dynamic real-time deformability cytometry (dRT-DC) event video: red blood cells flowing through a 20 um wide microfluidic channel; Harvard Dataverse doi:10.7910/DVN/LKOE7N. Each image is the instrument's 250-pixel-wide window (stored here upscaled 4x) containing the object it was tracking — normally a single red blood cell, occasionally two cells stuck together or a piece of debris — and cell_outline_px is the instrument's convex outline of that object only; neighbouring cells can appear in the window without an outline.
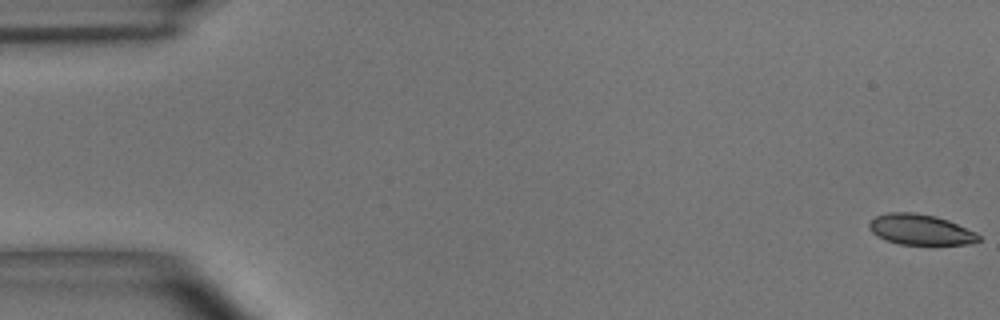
{"species": "common noctule bat (a hibernating species)", "species_latin": "Nyctalus noctula", "temperature_condition": "room temperature", "stored_images_in_passage": 56, "camera_frame_rate_fps": 3000, "um_per_image_px": 0.085, "animal": {"sex": "male", "body_mass_g": 15.6}, "frame": {"image": 1, "passage_image": 1, "time_ms": 0.0, "image_size_px": [1000, 320], "cell_outline_px": [[980, 240], [968, 244], [900, 244], [884, 240], [876, 236], [868, 228], [868, 224], [876, 216], [888, 212], [912, 212], [936, 216], [948, 220], [976, 232], [980, 236]], "centroid_in_image_um": [78.21, 19.51], "position_along_channel_um": 6.8, "area_um2": 19.48}}
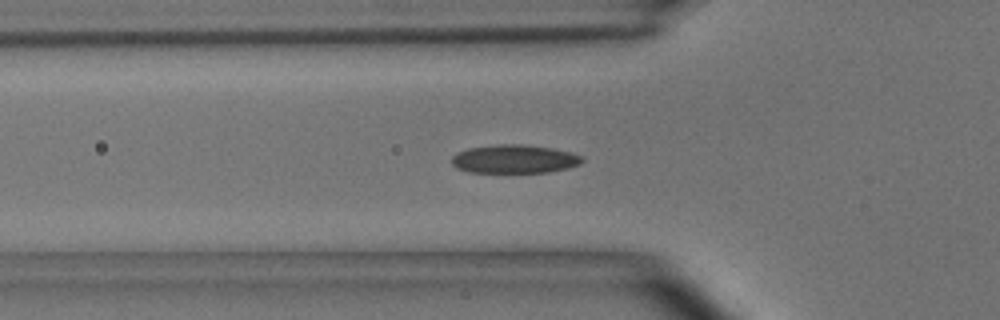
{"frame": {"image": 2, "passage_image": 19, "time_ms": 6.0, "image_size_px": [1000, 320], "cell_outline_px": [[584, 160], [580, 164], [568, 168], [548, 172], [468, 172], [456, 168], [452, 164], [452, 156], [456, 152], [468, 148], [496, 144], [520, 144], [552, 148], [572, 152], [580, 156]], "centroid_in_image_um": [43.7, 13.51], "position_along_channel_um": 82.1, "area_um2": 21.73}}
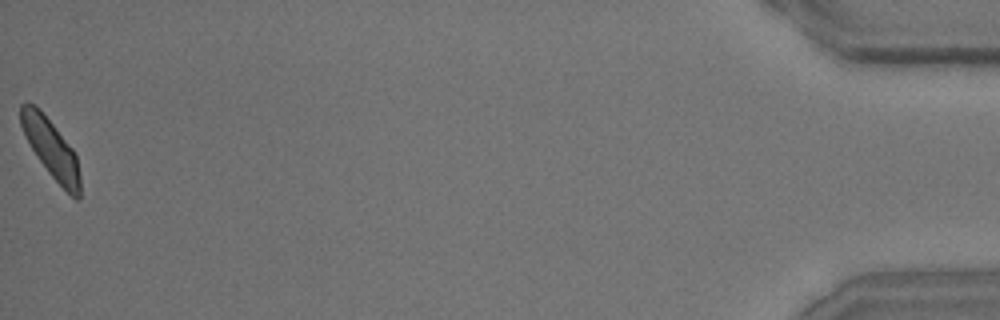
{"frame": {"image": 3, "passage_image": 56, "time_ms": 18.333, "image_size_px": [1000, 320], "cell_outline_px": [[80, 200], [76, 200], [48, 172], [24, 136], [20, 124], [20, 104], [32, 104], [40, 108], [72, 148], [76, 156], [80, 176]], "centroid_in_image_um": [4.33, 12.61], "position_along_channel_um": 430.9, "area_um2": 19.94}, "authors_computed_cell_mechanics": {"area_um2": 20.9236, "velocity_mm_per_s": 3.6027, "shape_relaxation_time_tau1_ms": 3.7808, "shape_relaxation_time_tau2_ms": 2.4798, "deformation_change_tau1": 0.1252, "deformation_change_tau2": 0.0653}}